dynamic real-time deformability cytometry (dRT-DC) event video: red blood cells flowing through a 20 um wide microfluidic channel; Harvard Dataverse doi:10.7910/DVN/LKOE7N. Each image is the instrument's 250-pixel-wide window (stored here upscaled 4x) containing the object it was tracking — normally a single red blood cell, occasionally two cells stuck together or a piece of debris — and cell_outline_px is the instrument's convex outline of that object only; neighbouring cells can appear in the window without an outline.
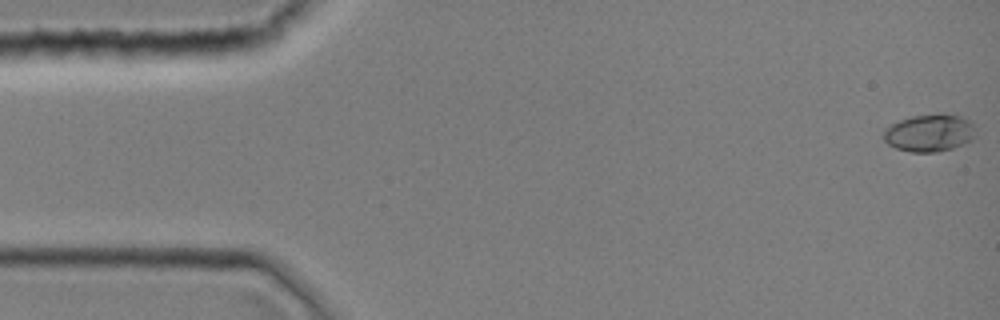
{"species": "common noctule bat (a hibernating species)", "species_latin": "Nyctalus noctula", "temperature_condition": "room temperature", "stored_images_in_passage": 12, "camera_frame_rate_fps": 3000, "um_per_image_px": 0.085, "animal": {"sex": "female", "body_mass_g": 19.0, "forearm_length_mm": 51.5}, "frame": {"image": 1, "passage_image": 1, "time_ms": 0.0, "image_size_px": [1000, 320], "cell_outline_px": [[972, 140], [964, 144], [952, 148], [936, 152], [912, 152], [896, 148], [888, 144], [884, 140], [884, 128], [900, 120], [912, 116], [940, 112], [960, 116], [968, 120], [972, 124]], "centroid_in_image_um": [78.97, 11.28], "position_along_channel_um": 6.0, "area_um2": 20.0}}
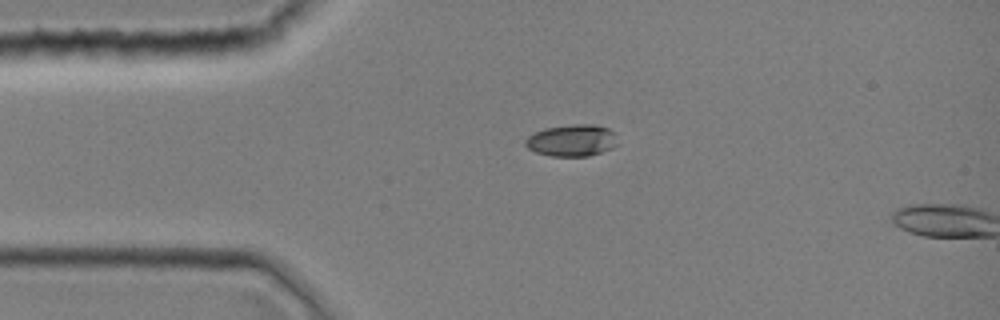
{"frame": {"image": 2, "passage_image": 10, "time_ms": 3.0, "image_size_px": [1000, 320], "cell_outline_px": [[616, 144], [612, 148], [588, 156], [552, 156], [536, 152], [528, 148], [524, 144], [524, 140], [528, 136], [544, 128], [572, 124], [596, 124], [608, 128], [612, 132]], "centroid_in_image_um": [48.56, 11.93], "position_along_channel_um": 36.4, "area_um2": 16.94}}